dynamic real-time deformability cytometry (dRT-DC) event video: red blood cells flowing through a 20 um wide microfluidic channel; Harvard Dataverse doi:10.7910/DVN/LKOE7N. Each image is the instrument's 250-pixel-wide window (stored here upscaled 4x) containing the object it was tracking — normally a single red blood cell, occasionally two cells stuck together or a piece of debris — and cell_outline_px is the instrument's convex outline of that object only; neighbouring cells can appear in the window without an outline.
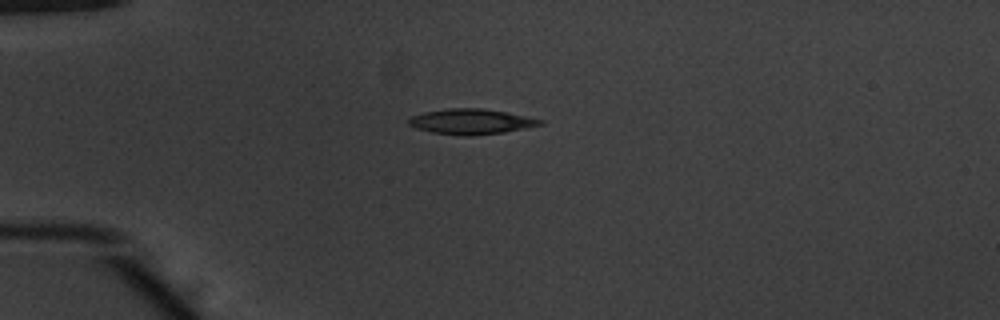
{"species": "common noctule bat (a hibernating species)", "species_latin": "Nyctalus noctula", "temperature_condition": "warm", "stored_images_in_passage": 39, "camera_frame_rate_fps": 3000, "um_per_image_px": 0.085, "animal": {"sex": "male", "body_mass_g": 20.1, "forearm_length_mm": 53.5}, "frame": {"image": 1, "passage_image": 1, "time_ms": 0.0, "image_size_px": [1000, 320], "cell_outline_px": [[544, 124], [504, 132], [472, 136], [464, 136], [432, 132], [416, 128], [408, 124], [408, 120], [412, 116], [424, 112], [448, 108], [484, 108], [544, 120]], "centroid_in_image_um": [40.03, 10.33], "position_along_channel_um": 45.0, "area_um2": 19.25}}
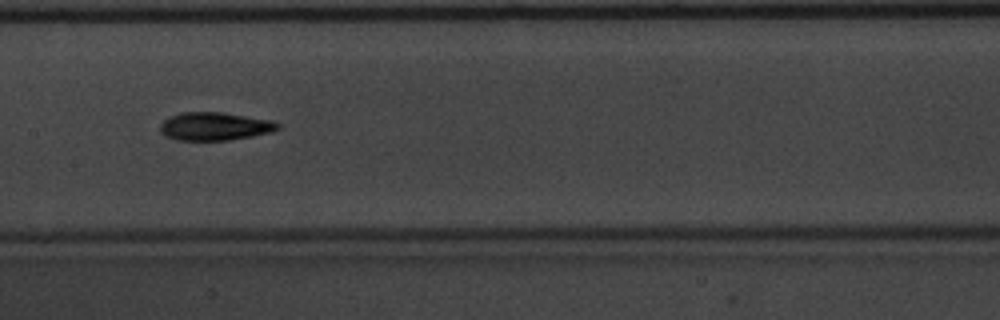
{"frame": {"image": 2, "passage_image": 14, "time_ms": 4.333, "image_size_px": [1000, 320], "cell_outline_px": [[280, 128], [272, 132], [252, 136], [228, 140], [176, 140], [164, 136], [160, 132], [160, 124], [168, 116], [180, 112], [224, 112], [272, 120], [280, 124]], "centroid_in_image_um": [18.23, 10.73], "position_along_channel_um": 189.2, "area_um2": 19.54}}
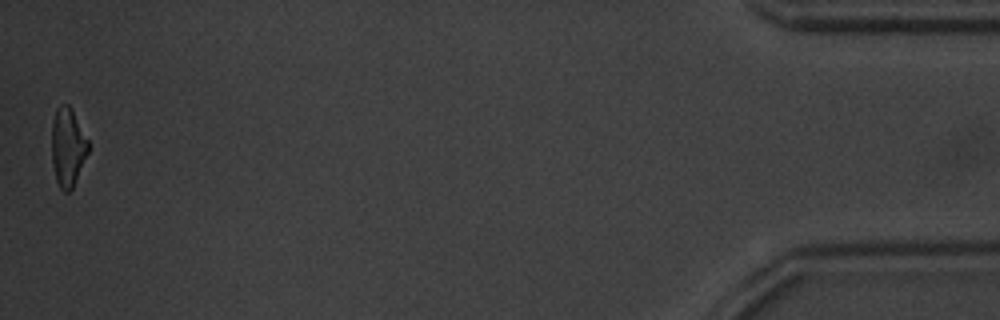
{"frame": {"image": 3, "passage_image": 39, "time_ms": 12.667, "image_size_px": [1000, 320], "cell_outline_px": [[88, 152], [72, 188], [68, 192], [64, 192], [60, 188], [56, 180], [52, 164], [52, 120], [56, 108], [60, 104], [68, 104], [72, 108], [88, 140]], "centroid_in_image_um": [5.74, 12.47], "position_along_channel_um": 429.5, "area_um2": 16.7}, "authors_computed_cell_mechanics": {"area_um2": 18.3804, "velocity_mm_per_s": 3.9084, "shape_relaxation_time_tau1_ms": 3.6102, "shape_relaxation_time_tau2_ms": 3.6302, "deformation_change_tau1": 0.1489, "deformation_change_tau2": 0.1194}}